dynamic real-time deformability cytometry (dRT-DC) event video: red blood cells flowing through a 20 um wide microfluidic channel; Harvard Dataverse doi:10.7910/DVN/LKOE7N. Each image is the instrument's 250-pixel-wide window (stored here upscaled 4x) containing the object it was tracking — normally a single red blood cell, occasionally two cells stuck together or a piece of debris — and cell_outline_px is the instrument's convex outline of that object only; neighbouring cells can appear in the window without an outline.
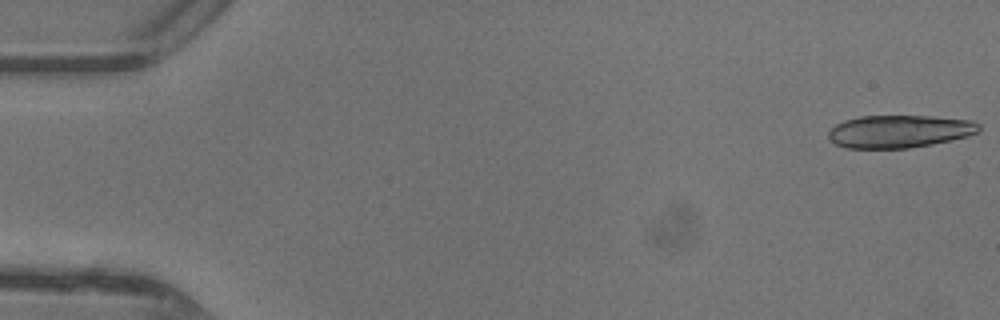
{"species": "common noctule bat (a hibernating species)", "species_latin": "Nyctalus noctula", "temperature_condition": "warm", "stored_images_in_passage": 16, "camera_frame_rate_fps": 3000, "um_per_image_px": 0.085, "animal": {"sex": "female"}, "frame": {"image": 1, "passage_image": 1, "time_ms": 0.0, "image_size_px": [1000, 320], "cell_outline_px": [[980, 128], [976, 132], [968, 136], [932, 144], [908, 148], [848, 148], [836, 144], [828, 140], [828, 132], [836, 124], [844, 120], [860, 116], [928, 116], [972, 120], [980, 124]], "centroid_in_image_um": [76.42, 11.16], "position_along_channel_um": 8.6, "area_um2": 28.61}}
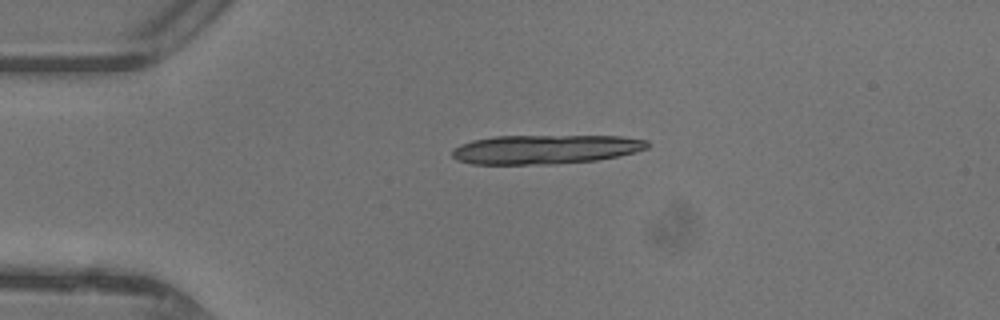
{"frame": {"image": 2, "passage_image": 11, "time_ms": 3.333, "image_size_px": [1000, 320], "cell_outline_px": [[648, 148], [636, 152], [620, 156], [596, 160], [556, 164], [472, 164], [456, 160], [452, 156], [452, 148], [460, 144], [472, 140], [496, 136], [620, 136], [648, 140]], "centroid_in_image_um": [46.34, 12.69], "position_along_channel_um": 38.7, "area_um2": 33.41}}